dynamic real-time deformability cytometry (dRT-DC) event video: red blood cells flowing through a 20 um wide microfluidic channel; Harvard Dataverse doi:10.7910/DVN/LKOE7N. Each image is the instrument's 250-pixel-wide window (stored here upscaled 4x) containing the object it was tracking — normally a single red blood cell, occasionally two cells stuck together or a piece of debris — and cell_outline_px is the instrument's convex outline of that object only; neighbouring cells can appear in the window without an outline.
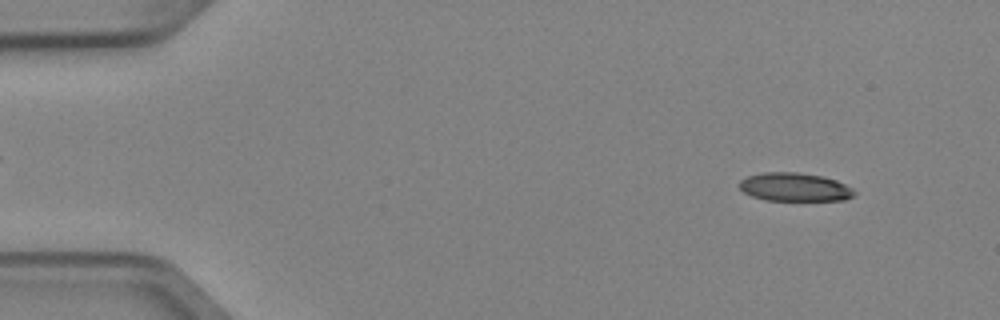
{"species": "Egyptian fruit bat (a non-hibernating species)", "species_latin": "Rousettus aegyptiacus", "temperature_condition": "cold", "stored_images_in_passage": 4, "camera_frame_rate_fps": 3000, "um_per_image_px": 0.085, "animal": {"sex": "female"}, "frame": {"image": 1, "passage_image": 1, "time_ms": 0.0, "image_size_px": [1000, 320], "cell_outline_px": [[856, 192], [852, 196], [844, 200], [764, 200], [752, 196], [744, 192], [740, 188], [740, 180], [748, 176], [764, 172], [796, 172], [824, 176], [836, 180], [852, 188]], "centroid_in_image_um": [67.55, 15.9], "position_along_channel_um": 17.5, "area_um2": 18.96}}
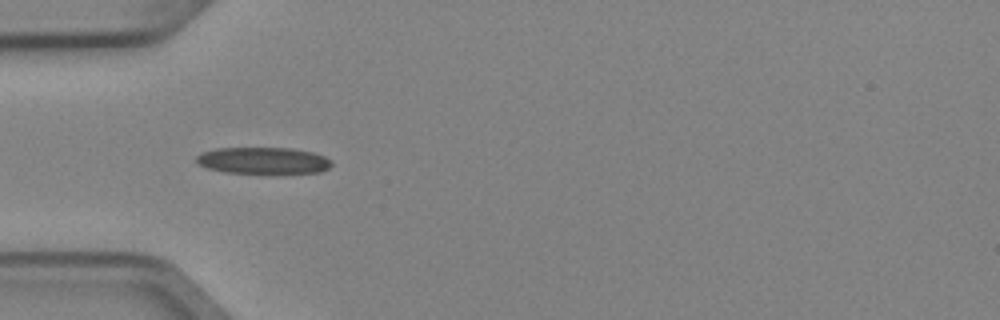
{"frame": {"image": 2, "passage_image": 4, "time_ms": 1.0, "image_size_px": [1000, 320], "cell_outline_px": [[332, 164], [328, 168], [320, 172], [224, 172], [208, 168], [200, 164], [196, 160], [196, 156], [200, 152], [216, 148], [292, 148], [312, 152], [324, 156]], "centroid_in_image_um": [22.33, 13.62], "position_along_channel_um": 62.7, "area_um2": 20.52}}